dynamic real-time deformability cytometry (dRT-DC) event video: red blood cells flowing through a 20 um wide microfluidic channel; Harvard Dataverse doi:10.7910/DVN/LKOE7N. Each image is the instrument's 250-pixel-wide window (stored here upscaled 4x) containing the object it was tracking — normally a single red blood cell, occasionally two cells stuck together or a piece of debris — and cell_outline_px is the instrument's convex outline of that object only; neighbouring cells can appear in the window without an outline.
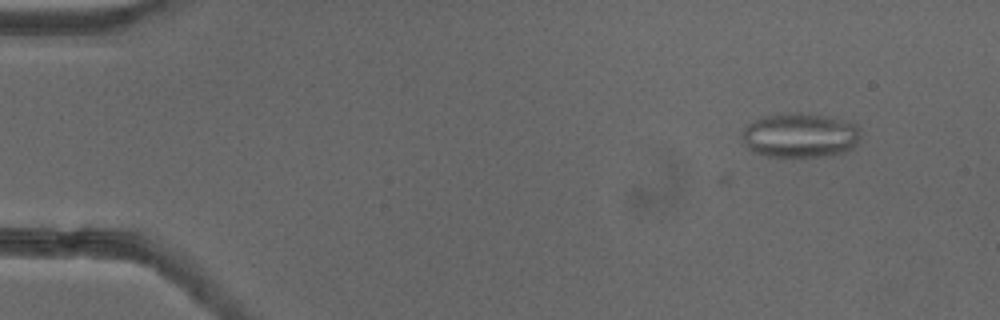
{"species": "common noctule bat (a hibernating species)", "species_latin": "Nyctalus noctula", "temperature_condition": "cold", "stored_images_in_passage": 2, "camera_frame_rate_fps": 3000, "um_per_image_px": 0.085, "animal": {"sex": "female"}, "frame": {"image": 1, "passage_image": 2, "time_ms": 0.333, "image_size_px": [1000, 320], "cell_outline_px": [[860, 136], [856, 144], [852, 148], [844, 152], [832, 156], [768, 156], [752, 152], [744, 144], [744, 128], [748, 124], [764, 116], [788, 112], [800, 112], [820, 116], [856, 124], [860, 128]], "centroid_in_image_um": [68.01, 11.51], "position_along_channel_um": 17.0, "area_um2": 30.46}}